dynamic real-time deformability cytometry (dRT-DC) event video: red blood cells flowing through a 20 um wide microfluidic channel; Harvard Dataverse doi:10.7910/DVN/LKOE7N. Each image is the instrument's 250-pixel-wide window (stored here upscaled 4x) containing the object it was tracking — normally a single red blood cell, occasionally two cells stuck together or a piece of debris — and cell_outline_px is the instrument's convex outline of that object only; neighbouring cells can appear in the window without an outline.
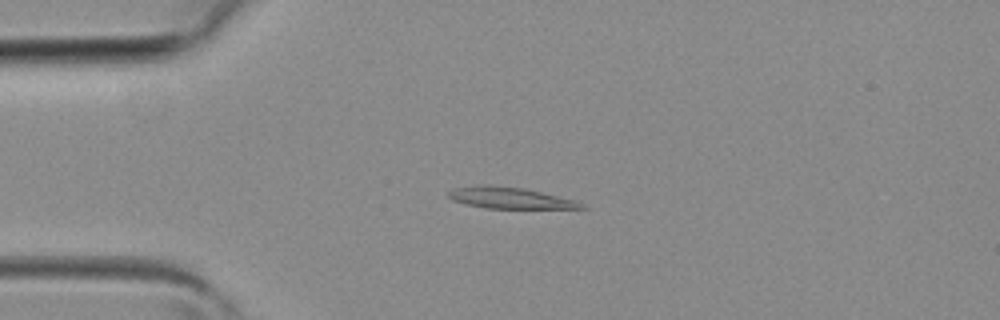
{"species": "common noctule bat (a hibernating species)", "species_latin": "Nyctalus noctula", "temperature_condition": "room temperature", "stored_images_in_passage": 3, "camera_frame_rate_fps": 3000, "um_per_image_px": 0.085, "animal": {"sex": "female", "body_mass_g": 19.3, "forearm_length_mm": 54.1}, "frame": {"image": 1, "passage_image": 3, "time_ms": 0.667, "image_size_px": [1000, 320], "cell_outline_px": [[588, 208], [484, 208], [464, 204], [452, 200], [448, 196], [448, 192], [452, 188], [476, 184], [488, 184], [524, 188], [576, 200], [584, 204]], "centroid_in_image_um": [43.28, 16.81], "position_along_channel_um": 41.7, "area_um2": 16.7}}